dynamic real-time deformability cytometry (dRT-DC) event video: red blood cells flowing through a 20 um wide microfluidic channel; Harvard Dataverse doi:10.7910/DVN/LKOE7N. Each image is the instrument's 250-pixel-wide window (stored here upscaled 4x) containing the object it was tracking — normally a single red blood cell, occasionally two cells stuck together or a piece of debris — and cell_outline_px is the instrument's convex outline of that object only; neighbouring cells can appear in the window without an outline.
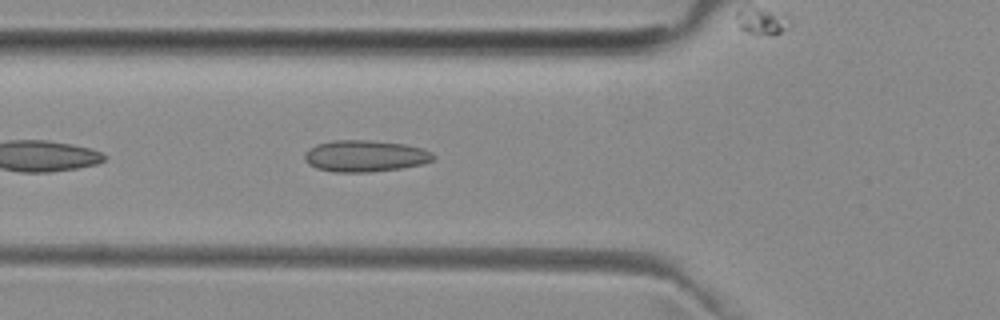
{"species": "common noctule bat (a hibernating species)", "species_latin": "Nyctalus noctula", "temperature_condition": "room temperature", "stored_images_in_passage": 34, "camera_frame_rate_fps": 3000, "um_per_image_px": 0.085, "animal": {"sex": "female", "body_mass_g": 29.2, "forearm_length_mm": 56.3}, "frame": {"image": 1, "passage_image": 5, "time_ms": 1.333, "image_size_px": [1000, 320], "cell_outline_px": [[436, 156], [432, 160], [424, 164], [400, 168], [368, 172], [332, 172], [316, 168], [308, 164], [304, 160], [304, 152], [308, 148], [316, 144], [332, 140], [368, 140], [404, 144], [420, 148], [432, 152]], "centroid_in_image_um": [30.99, 13.26], "position_along_channel_um": 94.8, "area_um2": 23.81}}
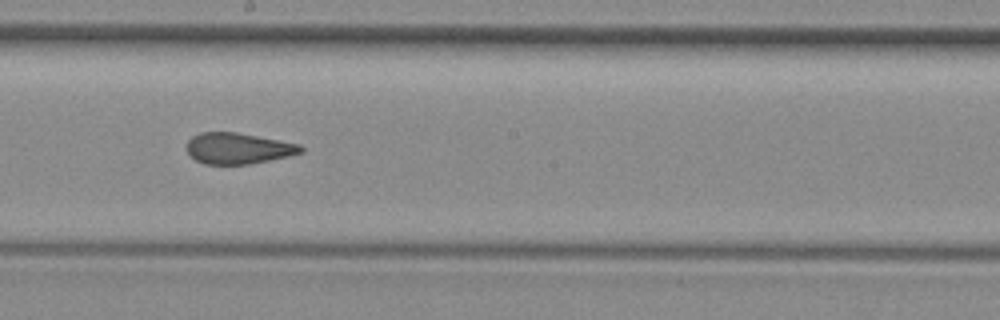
{"frame": {"image": 2, "passage_image": 15, "time_ms": 4.667, "image_size_px": [1000, 320], "cell_outline_px": [[304, 152], [288, 156], [248, 164], [204, 164], [196, 160], [188, 152], [188, 140], [192, 136], [200, 132], [236, 132], [300, 144], [304, 148]], "centroid_in_image_um": [20.25, 12.6], "position_along_channel_um": 227.9, "area_um2": 20.46}}
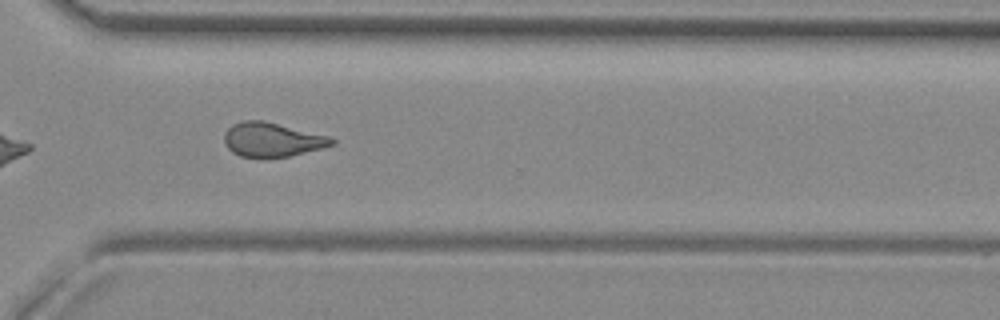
{"frame": {"image": 3, "passage_image": 24, "time_ms": 7.667, "image_size_px": [1000, 320], "cell_outline_px": [[336, 144], [324, 148], [288, 156], [240, 156], [232, 152], [224, 144], [224, 132], [232, 124], [244, 120], [264, 120], [328, 136], [336, 140]], "centroid_in_image_um": [23.13, 11.85], "position_along_channel_um": 347.5, "area_um2": 21.27}, "authors_computed_cell_mechanics": {"area_um2": 21.4727, "velocity_mm_per_s": 3.9892, "shape_relaxation_time_tau1_ms": null, "shape_relaxation_time_tau2_ms": 1.9868, "deformation_change_tau1": null, "deformation_change_tau2": 0.0886}}